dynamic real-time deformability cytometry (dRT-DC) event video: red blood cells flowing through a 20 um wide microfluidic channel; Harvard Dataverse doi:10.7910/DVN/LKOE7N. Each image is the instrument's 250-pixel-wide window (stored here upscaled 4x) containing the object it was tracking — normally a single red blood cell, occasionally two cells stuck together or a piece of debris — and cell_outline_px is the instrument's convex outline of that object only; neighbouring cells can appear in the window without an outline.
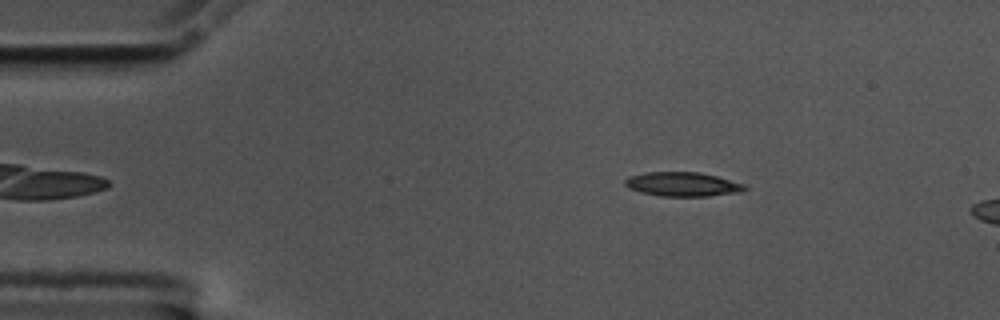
{"species": "common noctule bat (a hibernating species)", "species_latin": "Nyctalus noctula", "temperature_condition": "cold", "stored_images_in_passage": 13, "camera_frame_rate_fps": 3000, "um_per_image_px": 0.085, "animal": {"sex": "male", "body_mass_g": 17.5, "forearm_length_mm": 52.3}, "frame": {"image": 1, "passage_image": 8, "time_ms": 2.333, "image_size_px": [1000, 320], "cell_outline_px": [[748, 188], [740, 192], [708, 196], [660, 196], [640, 192], [628, 188], [624, 184], [624, 180], [628, 176], [644, 172], [700, 172], [748, 184]], "centroid_in_image_um": [58.03, 15.65], "position_along_channel_um": 27.0, "area_um2": 17.11}}